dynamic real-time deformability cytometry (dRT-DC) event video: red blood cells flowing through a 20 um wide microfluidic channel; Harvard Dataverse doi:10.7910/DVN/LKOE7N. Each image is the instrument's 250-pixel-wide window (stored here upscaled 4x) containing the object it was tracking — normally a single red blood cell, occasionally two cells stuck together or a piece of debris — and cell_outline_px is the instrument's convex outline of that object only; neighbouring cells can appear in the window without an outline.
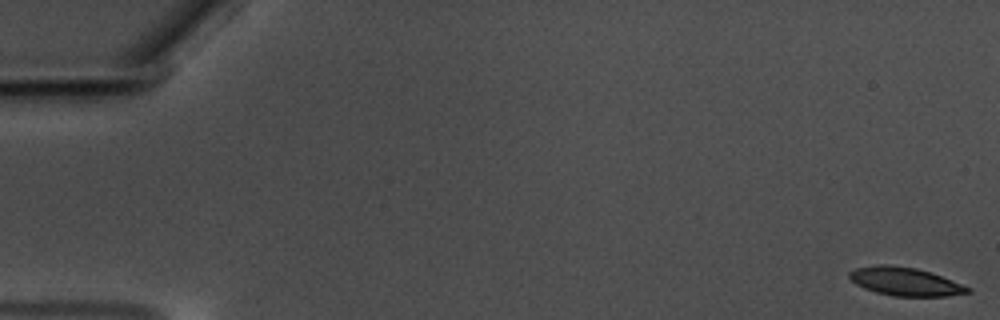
{"species": "common noctule bat (a hibernating species)", "species_latin": "Nyctalus noctula", "temperature_condition": "warm", "stored_images_in_passage": 59, "camera_frame_rate_fps": 3000, "um_per_image_px": 0.085, "animal": {"sex": "male", "body_mass_g": 17.5, "forearm_length_mm": 52.3}, "frame": {"image": 1, "passage_image": 1, "time_ms": 0.0, "image_size_px": [1000, 320], "cell_outline_px": [[972, 292], [948, 296], [892, 296], [876, 292], [864, 288], [856, 284], [848, 276], [848, 272], [856, 268], [880, 264], [888, 264], [916, 268], [940, 276], [972, 288]], "centroid_in_image_um": [76.93, 23.93], "position_along_channel_um": 8.1, "area_um2": 19.42}}
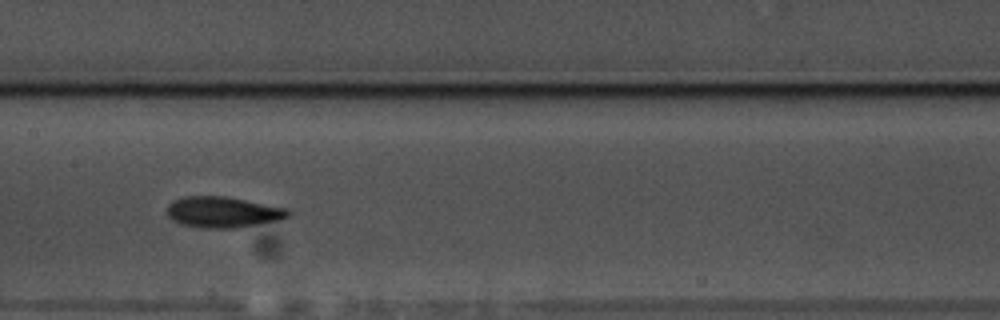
{"frame": {"image": 2, "passage_image": 30, "time_ms": 9.667, "image_size_px": [1000, 320], "cell_outline_px": [[292, 212], [288, 216], [280, 220], [236, 228], [200, 228], [180, 224], [172, 220], [168, 216], [168, 204], [172, 200], [184, 196], [228, 196], [288, 208]], "centroid_in_image_um": [18.95, 18.02], "position_along_channel_um": 188.4, "area_um2": 22.14}}
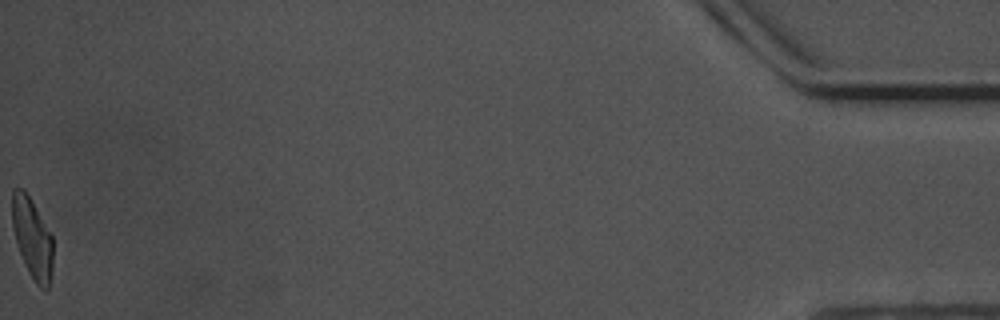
{"frame": {"image": 3, "passage_image": 59, "time_ms": 19.333, "image_size_px": [1000, 320], "cell_outline_px": [[52, 276], [48, 288], [40, 288], [36, 284], [24, 264], [12, 228], [12, 188], [24, 188], [32, 200], [52, 236]], "centroid_in_image_um": [2.74, 20.22], "position_along_channel_um": 432.5, "area_um2": 19.13}, "authors_computed_cell_mechanics": {"area_um2": 20.6924, "velocity_mm_per_s": 3.5378, "shape_relaxation_time_tau1_ms": 3.2062, "shape_relaxation_time_tau2_ms": 2.0463, "deformation_change_tau1": 0.1467, "deformation_change_tau2": 0.0935}}